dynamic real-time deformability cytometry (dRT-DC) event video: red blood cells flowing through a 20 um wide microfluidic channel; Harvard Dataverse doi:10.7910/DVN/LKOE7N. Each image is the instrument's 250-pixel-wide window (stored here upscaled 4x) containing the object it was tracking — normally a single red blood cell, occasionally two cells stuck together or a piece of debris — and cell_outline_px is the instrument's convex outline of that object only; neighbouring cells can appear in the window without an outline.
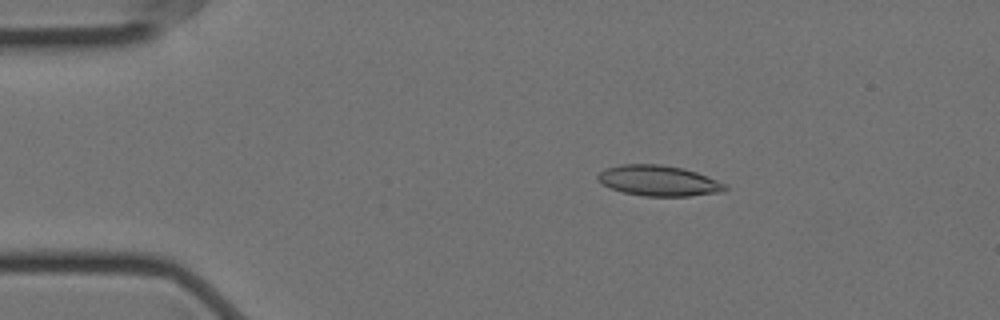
{"species": "Egyptian fruit bat (a non-hibernating species)", "species_latin": "Rousettus aegyptiacus", "temperature_condition": "cold", "stored_images_in_passage": 56, "camera_frame_rate_fps": 3000, "um_per_image_px": 0.085, "animal": {"sex": "female"}, "frame": {"image": 1, "passage_image": 9, "time_ms": 2.667, "image_size_px": [1000, 320], "cell_outline_px": [[728, 188], [724, 192], [688, 196], [644, 196], [624, 192], [612, 188], [596, 180], [596, 176], [604, 168], [620, 164], [660, 164], [684, 168], [696, 172], [728, 184]], "centroid_in_image_um": [56.01, 15.35], "position_along_channel_um": 29.0, "area_um2": 22.83}}
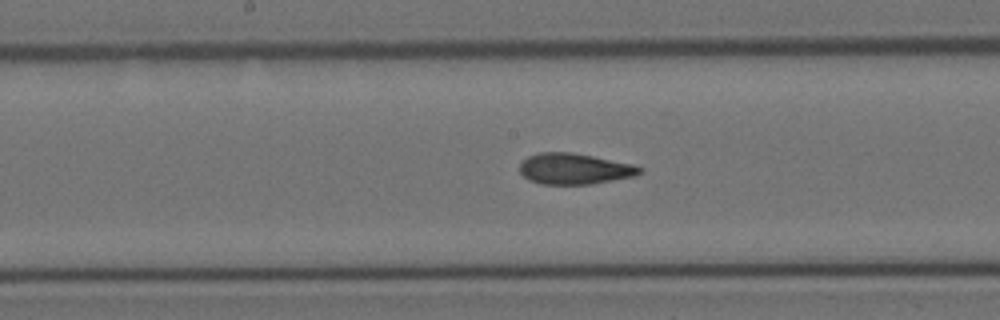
{"frame": {"image": 2, "passage_image": 28, "time_ms": 9.0, "image_size_px": [1000, 320], "cell_outline_px": [[644, 168], [636, 176], [592, 184], [540, 184], [528, 180], [520, 172], [520, 164], [528, 156], [540, 152], [572, 152], [632, 164]], "centroid_in_image_um": [48.82, 14.35], "position_along_channel_um": 199.4, "area_um2": 21.62}}
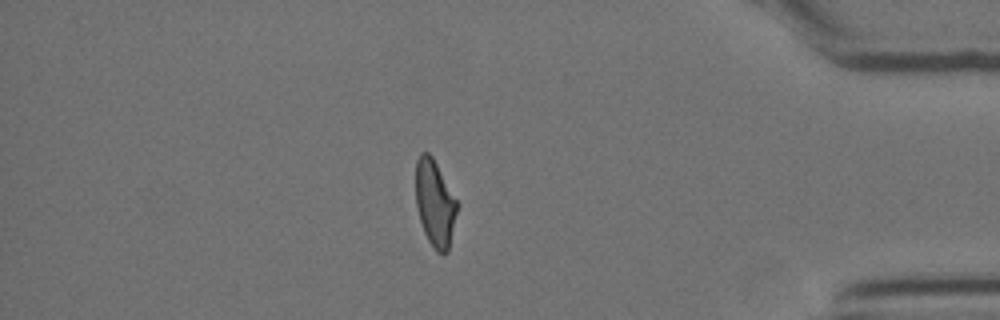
{"frame": {"image": 3, "passage_image": 48, "time_ms": 15.667, "image_size_px": [1000, 320], "cell_outline_px": [[456, 212], [448, 252], [436, 252], [428, 240], [424, 232], [420, 220], [416, 204], [416, 160], [420, 152], [428, 152], [432, 156], [456, 200]], "centroid_in_image_um": [36.93, 17.26], "position_along_channel_um": 398.3, "area_um2": 20.35}, "authors_computed_cell_mechanics": {"area_um2": 21.8484, "velocity_mm_per_s": 3.5197, "shape_relaxation_time_tau1_ms": 10.4836, "shape_relaxation_time_tau2_ms": 2.0441, "deformation_change_tau1": 0.2288, "deformation_change_tau2": 0.0891}}